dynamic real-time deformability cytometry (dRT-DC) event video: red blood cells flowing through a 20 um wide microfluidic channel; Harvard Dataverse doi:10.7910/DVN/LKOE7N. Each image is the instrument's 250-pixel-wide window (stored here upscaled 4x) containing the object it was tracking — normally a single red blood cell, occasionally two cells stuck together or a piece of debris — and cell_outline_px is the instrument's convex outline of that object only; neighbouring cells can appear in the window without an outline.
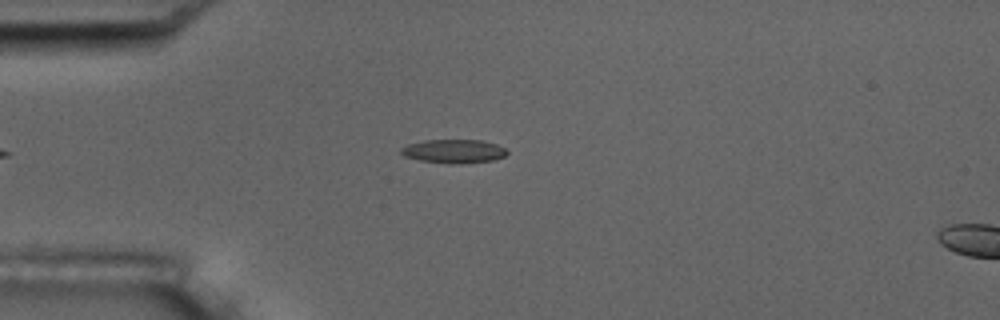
{"species": "common noctule bat (a hibernating species)", "species_latin": "Nyctalus noctula", "temperature_condition": "room temperature", "stored_images_in_passage": 2, "camera_frame_rate_fps": 3000, "um_per_image_px": 0.085, "animal": {"sex": "male", "body_mass_g": 17.5, "forearm_length_mm": 52.3}, "frame": {"image": 1, "passage_image": 1, "time_ms": 0.0, "image_size_px": [1000, 320], "cell_outline_px": [[508, 152], [504, 156], [492, 160], [460, 164], [452, 164], [420, 160], [404, 156], [400, 152], [400, 148], [408, 144], [424, 140], [484, 140], [496, 144], [504, 148]], "centroid_in_image_um": [38.55, 12.85], "position_along_channel_um": 46.4, "area_um2": 14.62}}